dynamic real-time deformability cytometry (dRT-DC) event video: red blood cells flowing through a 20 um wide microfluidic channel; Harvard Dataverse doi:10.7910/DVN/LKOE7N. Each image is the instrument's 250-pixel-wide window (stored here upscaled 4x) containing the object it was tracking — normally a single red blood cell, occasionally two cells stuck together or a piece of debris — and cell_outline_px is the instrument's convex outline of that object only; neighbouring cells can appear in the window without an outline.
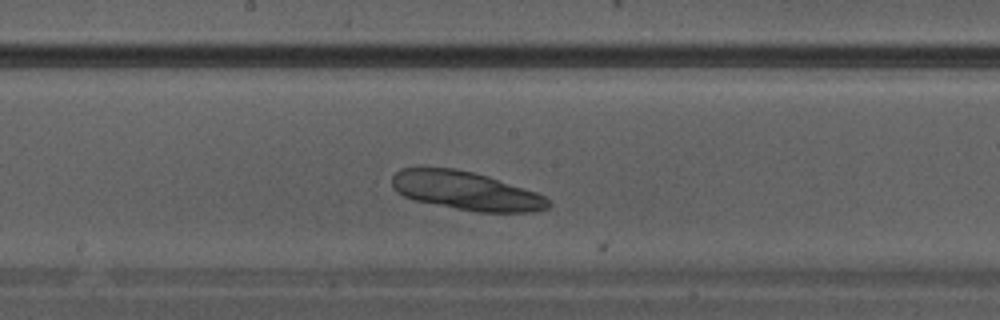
{"species": "Egyptian fruit bat (a non-hibernating species)", "species_latin": "Rousettus aegyptiacus", "temperature_condition": "warm", "stored_images_in_passage": 9, "camera_frame_rate_fps": 3000, "um_per_image_px": 0.085, "animal": {"sex": "male"}, "frame": {"image": 1, "passage_image": 7, "time_ms": 2.0, "image_size_px": [1000, 320], "cell_outline_px": [[552, 204], [548, 208], [532, 212], [476, 212], [416, 200], [404, 196], [396, 192], [392, 188], [392, 176], [400, 168], [420, 164], [452, 168], [472, 172], [488, 176], [536, 192], [544, 196]], "centroid_in_image_um": [39.53, 16.18], "position_along_channel_um": 208.7, "area_um2": 35.6}}